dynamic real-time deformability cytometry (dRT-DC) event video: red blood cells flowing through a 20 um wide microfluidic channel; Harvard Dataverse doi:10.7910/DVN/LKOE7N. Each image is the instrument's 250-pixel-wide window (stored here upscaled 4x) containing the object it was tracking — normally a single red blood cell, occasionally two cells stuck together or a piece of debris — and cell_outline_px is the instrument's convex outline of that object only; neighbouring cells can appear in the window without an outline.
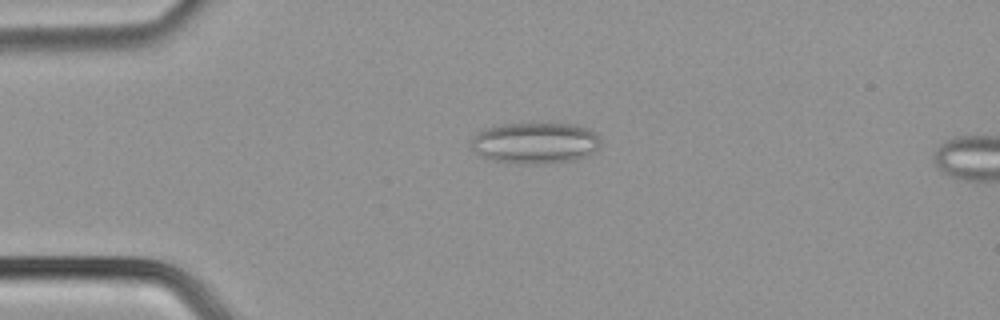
{"species": "common noctule bat (a hibernating species)", "species_latin": "Nyctalus noctula", "temperature_condition": "cold", "stored_images_in_passage": 10, "camera_frame_rate_fps": 3000, "um_per_image_px": 0.085, "animal": {"sex": "male", "body_mass_g": 21.5, "forearm_length_mm": 52.0}, "frame": {"image": 1, "passage_image": 7, "time_ms": 2.0, "image_size_px": [1000, 320], "cell_outline_px": [[600, 148], [596, 152], [588, 156], [576, 160], [548, 164], [520, 164], [492, 160], [476, 152], [472, 148], [468, 140], [476, 132], [484, 128], [504, 124], [540, 120], [576, 124], [588, 128], [600, 136]], "centroid_in_image_um": [45.53, 12.11], "position_along_channel_um": 39.5, "area_um2": 32.77}}